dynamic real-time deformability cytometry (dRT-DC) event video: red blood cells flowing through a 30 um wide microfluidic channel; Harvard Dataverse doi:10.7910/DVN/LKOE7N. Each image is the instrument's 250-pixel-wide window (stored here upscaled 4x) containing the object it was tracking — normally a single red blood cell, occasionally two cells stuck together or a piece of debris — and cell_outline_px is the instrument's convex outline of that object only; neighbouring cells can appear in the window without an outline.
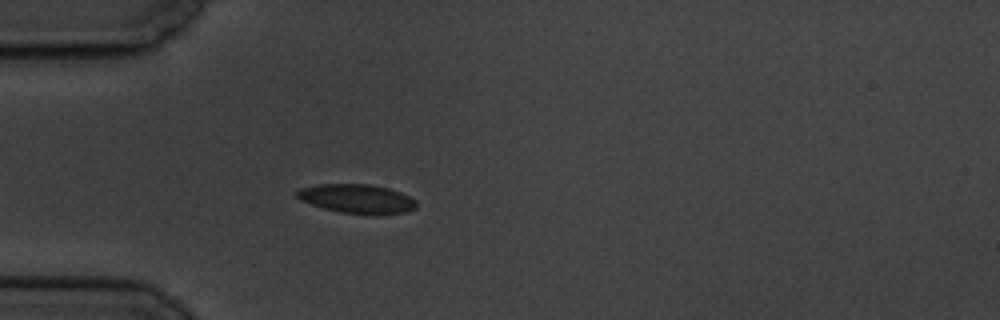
{"species": "common noctule bat (a hibernating species)", "species_latin": "Nyctalus noctula", "temperature_condition": "cold", "stored_images_in_passage": 5, "camera_frame_rate_fps": 3000, "um_per_image_px": 0.085, "animal": {"sex": "male", "body_mass_g": 19.5, "forearm_length_mm": 54.6}, "frame": {"image": 1, "passage_image": 5, "time_ms": 4.667, "image_size_px": [1000, 320], "cell_outline_px": [[416, 208], [404, 212], [380, 216], [376, 216], [340, 212], [324, 208], [300, 200], [296, 196], [296, 192], [300, 188], [320, 184], [368, 184], [388, 188], [400, 192], [416, 200]], "centroid_in_image_um": [30.36, 16.91], "position_along_channel_um": 54.6, "area_um2": 20.4}}